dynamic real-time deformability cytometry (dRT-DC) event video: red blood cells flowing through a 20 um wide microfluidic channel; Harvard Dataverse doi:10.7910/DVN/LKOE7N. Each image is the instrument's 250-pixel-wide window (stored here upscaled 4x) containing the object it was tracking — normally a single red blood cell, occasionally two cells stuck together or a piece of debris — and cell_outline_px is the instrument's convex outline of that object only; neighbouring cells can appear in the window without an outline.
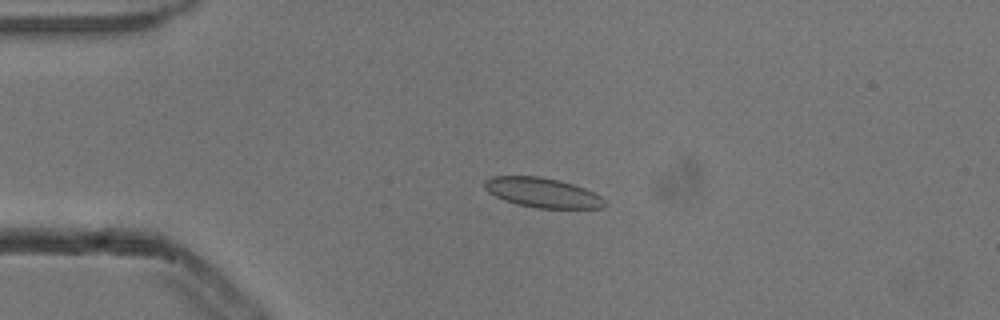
{"species": "common noctule bat (a hibernating species)", "species_latin": "Nyctalus noctula", "temperature_condition": "cold", "stored_images_in_passage": 4, "camera_frame_rate_fps": 3000, "um_per_image_px": 0.085, "animal": {"sex": "male", "body_mass_g": 13.3}, "frame": {"image": 1, "passage_image": 3, "time_ms": 0.667, "image_size_px": [1000, 320], "cell_outline_px": [[608, 204], [604, 208], [536, 208], [516, 204], [504, 200], [488, 192], [484, 188], [484, 180], [492, 176], [540, 176], [560, 180], [584, 188], [600, 196]], "centroid_in_image_um": [46.1, 16.37], "position_along_channel_um": 38.9, "area_um2": 20.87}}